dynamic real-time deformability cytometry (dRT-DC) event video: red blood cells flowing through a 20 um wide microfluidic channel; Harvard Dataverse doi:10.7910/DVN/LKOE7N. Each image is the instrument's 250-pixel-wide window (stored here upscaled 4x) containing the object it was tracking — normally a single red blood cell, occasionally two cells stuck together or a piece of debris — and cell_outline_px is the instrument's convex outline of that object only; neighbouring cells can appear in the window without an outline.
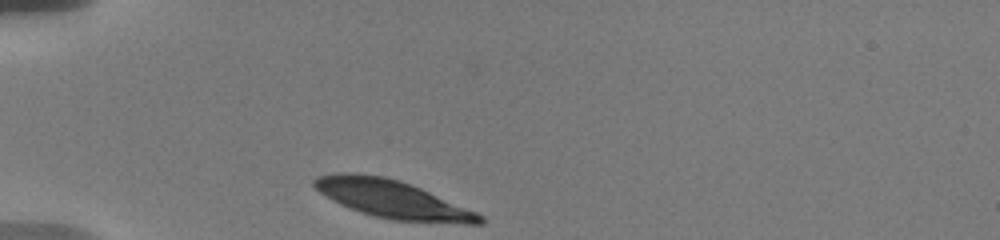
{"species": "human", "species_latin": "Homo sapiens", "temperature_condition": "warm", "stored_images_in_passage": 3, "camera_frame_rate_fps": 3000, "um_per_image_px": 0.085, "donor": {"sex": "male"}, "frame": {"image": 1, "passage_image": 1, "time_ms": 0.0, "image_size_px": [1000, 240], "cell_outline_px": [[484, 224], [468, 224], [392, 220], [360, 212], [340, 204], [332, 200], [320, 192], [312, 184], [312, 180], [320, 176], [336, 172], [352, 172], [384, 176], [400, 180], [420, 188], [476, 212], [484, 216]], "centroid_in_image_um": [33.34, 16.93], "position_along_channel_um": 51.7, "area_um2": 36.36}}
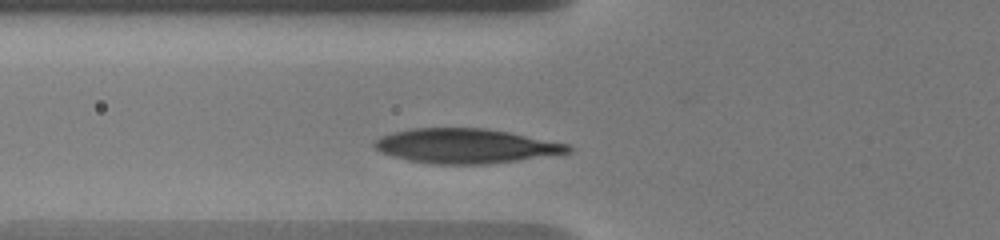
{"frame": {"image": 2, "passage_image": 3, "time_ms": 1.667, "image_size_px": [1000, 240], "cell_outline_px": [[572, 152], [488, 164], [432, 164], [408, 160], [392, 156], [380, 152], [372, 144], [380, 136], [392, 132], [408, 128], [484, 128], [508, 132], [568, 144], [572, 148]], "centroid_in_image_um": [39.53, 12.4], "position_along_channel_um": 86.3, "area_um2": 38.9}}